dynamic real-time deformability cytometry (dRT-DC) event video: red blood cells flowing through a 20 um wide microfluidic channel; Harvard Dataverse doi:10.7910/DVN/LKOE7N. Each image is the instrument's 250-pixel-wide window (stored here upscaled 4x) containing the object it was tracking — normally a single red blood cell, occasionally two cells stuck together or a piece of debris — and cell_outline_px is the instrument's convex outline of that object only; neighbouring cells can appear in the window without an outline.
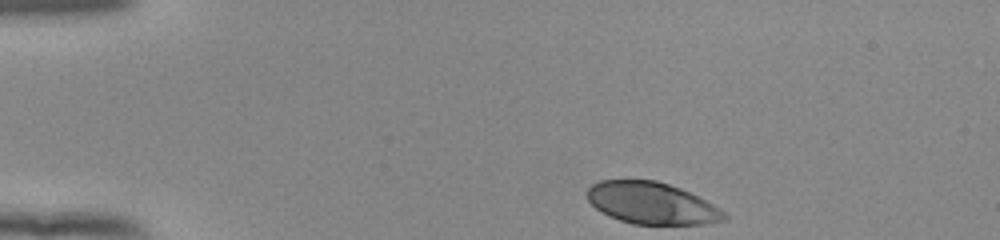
{"species": "human", "species_latin": "Homo sapiens", "temperature_condition": "room temperature", "stored_images_in_passage": 37, "camera_frame_rate_fps": 3000, "um_per_image_px": 0.085, "donor": {"sex": "female"}, "frame": {"image": 1, "passage_image": 1, "time_ms": 0.0, "image_size_px": [1000, 240], "cell_outline_px": [[728, 216], [724, 220], [704, 224], [632, 224], [608, 216], [596, 208], [588, 200], [588, 188], [592, 184], [600, 180], [656, 180], [680, 188], [712, 204], [724, 212]], "centroid_in_image_um": [55.37, 17.27], "position_along_channel_um": 29.6, "area_um2": 33.06}}
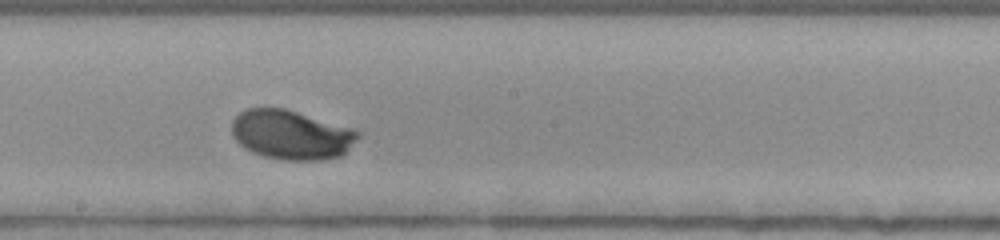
{"frame": {"image": 2, "passage_image": 22, "time_ms": 7.0, "image_size_px": [1000, 240], "cell_outline_px": [[360, 136], [340, 156], [320, 160], [284, 160], [264, 156], [252, 152], [244, 148], [232, 136], [232, 120], [240, 112], [248, 108], [284, 108], [356, 128], [360, 132]], "centroid_in_image_um": [24.76, 11.44], "position_along_channel_um": 223.4, "area_um2": 36.41}}
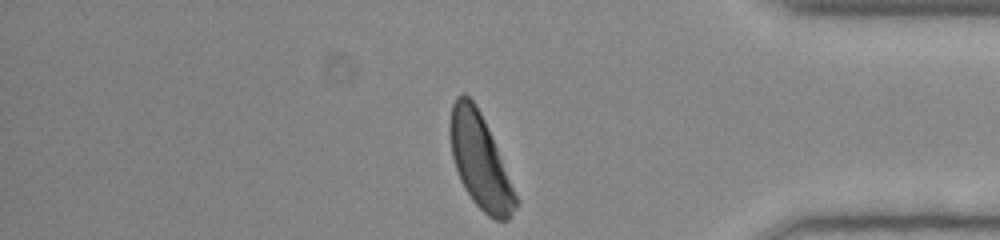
{"frame": {"image": 3, "passage_image": 37, "time_ms": 12.0, "image_size_px": [1000, 240], "cell_outline_px": [[520, 200], [516, 208], [508, 220], [496, 220], [488, 216], [472, 200], [464, 188], [460, 180], [452, 156], [448, 132], [448, 124], [452, 104], [456, 96], [464, 92], [476, 104], [484, 120]], "centroid_in_image_um": [40.79, 13.69], "position_along_channel_um": 394.4, "area_um2": 36.18}, "authors_computed_cell_mechanics": {"area_um2": 35.1424, "velocity_mm_per_s": 3.8264, "shape_relaxation_time_tau1_ms": 2.4433, "shape_relaxation_time_tau2_ms": null, "deformation_change_tau1": 0.1737, "deformation_change_tau2": null}}